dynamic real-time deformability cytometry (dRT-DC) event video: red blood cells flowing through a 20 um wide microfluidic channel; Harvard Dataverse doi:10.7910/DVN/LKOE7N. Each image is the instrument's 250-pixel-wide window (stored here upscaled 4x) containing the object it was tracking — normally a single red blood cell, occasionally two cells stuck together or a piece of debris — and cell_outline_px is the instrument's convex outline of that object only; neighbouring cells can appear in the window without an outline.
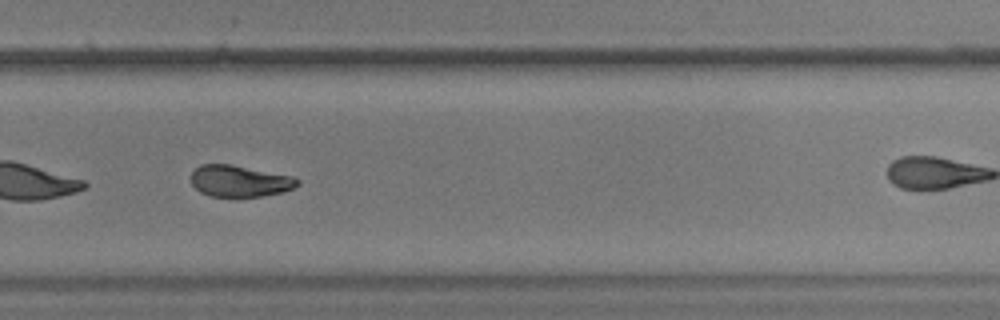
{"species": "common noctule bat (a hibernating species)", "species_latin": "Nyctalus noctula", "temperature_condition": "warm", "stored_images_in_passage": 30, "camera_frame_rate_fps": 3000, "um_per_image_px": 0.085, "animal": {"sex": "male", "body_mass_g": 17.9, "forearm_length_mm": 54.2}, "frame": {"image": 1, "passage_image": 22, "time_ms": 7.0, "image_size_px": [1000, 320], "cell_outline_px": [[300, 184], [284, 192], [260, 196], [208, 196], [200, 192], [192, 184], [192, 172], [200, 164], [232, 164], [292, 176], [300, 180]], "centroid_in_image_um": [20.38, 15.38], "position_along_channel_um": 309.4, "area_um2": 19.48}}